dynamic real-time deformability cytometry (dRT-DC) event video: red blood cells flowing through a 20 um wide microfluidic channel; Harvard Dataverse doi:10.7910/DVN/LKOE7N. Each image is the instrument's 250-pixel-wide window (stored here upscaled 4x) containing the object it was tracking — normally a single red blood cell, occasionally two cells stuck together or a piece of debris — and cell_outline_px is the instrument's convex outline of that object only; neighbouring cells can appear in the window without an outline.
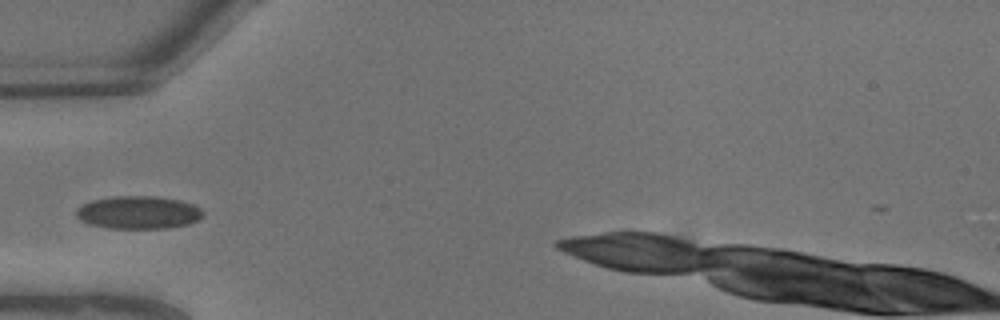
{"species": "common noctule bat (a hibernating species)", "species_latin": "Nyctalus noctula", "temperature_condition": "warm", "stored_images_in_passage": 8, "camera_frame_rate_fps": 3000, "um_per_image_px": 0.085, "animal": {"sex": "male", "body_mass_g": 13.3}, "frame": {"image": 1, "passage_image": 6, "time_ms": 1.667, "image_size_px": [1000, 320], "cell_outline_px": [[204, 216], [188, 224], [168, 228], [108, 228], [92, 224], [80, 220], [76, 216], [76, 208], [92, 200], [112, 196], [156, 196], [180, 200], [192, 204], [200, 208], [204, 212]], "centroid_in_image_um": [11.77, 18.05], "position_along_channel_um": 73.2, "area_um2": 24.28}}
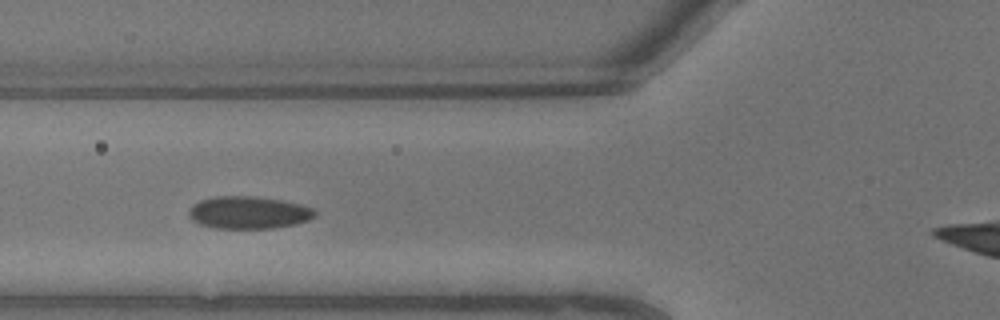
{"frame": {"image": 2, "passage_image": 7, "time_ms": 2.0, "image_size_px": [1000, 320], "cell_outline_px": [[316, 216], [308, 220], [296, 224], [272, 228], [216, 228], [200, 224], [192, 220], [188, 216], [188, 208], [200, 200], [216, 196], [256, 196], [284, 200], [300, 204], [312, 208], [316, 212]], "centroid_in_image_um": [21.12, 18.06], "position_along_channel_um": 104.7, "area_um2": 23.99}}